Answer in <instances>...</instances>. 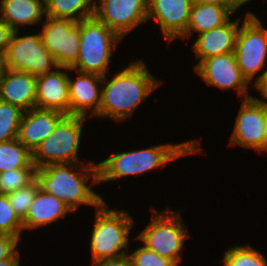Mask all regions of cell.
<instances>
[{
  "label": "cell",
  "mask_w": 267,
  "mask_h": 266,
  "mask_svg": "<svg viewBox=\"0 0 267 266\" xmlns=\"http://www.w3.org/2000/svg\"><path fill=\"white\" fill-rule=\"evenodd\" d=\"M152 217L149 224L135 239L161 257L172 260L177 266L181 263L183 246L189 238L187 227L181 217V210L165 209L164 211L151 209ZM180 212V213H179Z\"/></svg>",
  "instance_id": "cell-6"
},
{
  "label": "cell",
  "mask_w": 267,
  "mask_h": 266,
  "mask_svg": "<svg viewBox=\"0 0 267 266\" xmlns=\"http://www.w3.org/2000/svg\"><path fill=\"white\" fill-rule=\"evenodd\" d=\"M257 91L261 92V96L263 98L255 97L259 102L264 103L267 105V72L265 75L253 86ZM265 100V101H264Z\"/></svg>",
  "instance_id": "cell-34"
},
{
  "label": "cell",
  "mask_w": 267,
  "mask_h": 266,
  "mask_svg": "<svg viewBox=\"0 0 267 266\" xmlns=\"http://www.w3.org/2000/svg\"><path fill=\"white\" fill-rule=\"evenodd\" d=\"M196 139L175 144L152 145L144 149L114 153L98 165V182L109 183L128 176H142L146 172L162 168L169 162L200 153L202 147Z\"/></svg>",
  "instance_id": "cell-3"
},
{
  "label": "cell",
  "mask_w": 267,
  "mask_h": 266,
  "mask_svg": "<svg viewBox=\"0 0 267 266\" xmlns=\"http://www.w3.org/2000/svg\"><path fill=\"white\" fill-rule=\"evenodd\" d=\"M43 16H46L43 0H0V17L13 31H18L20 27L42 24Z\"/></svg>",
  "instance_id": "cell-21"
},
{
  "label": "cell",
  "mask_w": 267,
  "mask_h": 266,
  "mask_svg": "<svg viewBox=\"0 0 267 266\" xmlns=\"http://www.w3.org/2000/svg\"><path fill=\"white\" fill-rule=\"evenodd\" d=\"M128 254L133 266H177L172 260L161 257L145 245Z\"/></svg>",
  "instance_id": "cell-30"
},
{
  "label": "cell",
  "mask_w": 267,
  "mask_h": 266,
  "mask_svg": "<svg viewBox=\"0 0 267 266\" xmlns=\"http://www.w3.org/2000/svg\"><path fill=\"white\" fill-rule=\"evenodd\" d=\"M19 249L7 259L0 260V266H20Z\"/></svg>",
  "instance_id": "cell-35"
},
{
  "label": "cell",
  "mask_w": 267,
  "mask_h": 266,
  "mask_svg": "<svg viewBox=\"0 0 267 266\" xmlns=\"http://www.w3.org/2000/svg\"><path fill=\"white\" fill-rule=\"evenodd\" d=\"M3 70H4V60L3 56L0 55V77L2 75Z\"/></svg>",
  "instance_id": "cell-39"
},
{
  "label": "cell",
  "mask_w": 267,
  "mask_h": 266,
  "mask_svg": "<svg viewBox=\"0 0 267 266\" xmlns=\"http://www.w3.org/2000/svg\"><path fill=\"white\" fill-rule=\"evenodd\" d=\"M19 242L18 237L0 234V260L10 258L18 250Z\"/></svg>",
  "instance_id": "cell-31"
},
{
  "label": "cell",
  "mask_w": 267,
  "mask_h": 266,
  "mask_svg": "<svg viewBox=\"0 0 267 266\" xmlns=\"http://www.w3.org/2000/svg\"><path fill=\"white\" fill-rule=\"evenodd\" d=\"M23 112L18 106L0 100V142L18 137Z\"/></svg>",
  "instance_id": "cell-26"
},
{
  "label": "cell",
  "mask_w": 267,
  "mask_h": 266,
  "mask_svg": "<svg viewBox=\"0 0 267 266\" xmlns=\"http://www.w3.org/2000/svg\"><path fill=\"white\" fill-rule=\"evenodd\" d=\"M13 30L10 26L0 17V55L4 56L7 45L9 44L10 37Z\"/></svg>",
  "instance_id": "cell-33"
},
{
  "label": "cell",
  "mask_w": 267,
  "mask_h": 266,
  "mask_svg": "<svg viewBox=\"0 0 267 266\" xmlns=\"http://www.w3.org/2000/svg\"><path fill=\"white\" fill-rule=\"evenodd\" d=\"M20 168H36L32 163V152L17 138L0 142V172Z\"/></svg>",
  "instance_id": "cell-24"
},
{
  "label": "cell",
  "mask_w": 267,
  "mask_h": 266,
  "mask_svg": "<svg viewBox=\"0 0 267 266\" xmlns=\"http://www.w3.org/2000/svg\"><path fill=\"white\" fill-rule=\"evenodd\" d=\"M150 72L139 59L130 62L110 80L103 76L101 104L95 118H110L118 123L131 119L141 102L163 83Z\"/></svg>",
  "instance_id": "cell-1"
},
{
  "label": "cell",
  "mask_w": 267,
  "mask_h": 266,
  "mask_svg": "<svg viewBox=\"0 0 267 266\" xmlns=\"http://www.w3.org/2000/svg\"><path fill=\"white\" fill-rule=\"evenodd\" d=\"M235 14L229 7L217 4L193 1L184 36L190 39L193 34L199 35L226 24Z\"/></svg>",
  "instance_id": "cell-22"
},
{
  "label": "cell",
  "mask_w": 267,
  "mask_h": 266,
  "mask_svg": "<svg viewBox=\"0 0 267 266\" xmlns=\"http://www.w3.org/2000/svg\"><path fill=\"white\" fill-rule=\"evenodd\" d=\"M234 54L242 75L254 86L267 72V28L250 11L243 17Z\"/></svg>",
  "instance_id": "cell-8"
},
{
  "label": "cell",
  "mask_w": 267,
  "mask_h": 266,
  "mask_svg": "<svg viewBox=\"0 0 267 266\" xmlns=\"http://www.w3.org/2000/svg\"><path fill=\"white\" fill-rule=\"evenodd\" d=\"M86 119L83 116L66 115L54 131L33 150L32 163L35 167L81 163L78 152Z\"/></svg>",
  "instance_id": "cell-7"
},
{
  "label": "cell",
  "mask_w": 267,
  "mask_h": 266,
  "mask_svg": "<svg viewBox=\"0 0 267 266\" xmlns=\"http://www.w3.org/2000/svg\"><path fill=\"white\" fill-rule=\"evenodd\" d=\"M222 266H267L266 257L251 245H233L224 252Z\"/></svg>",
  "instance_id": "cell-25"
},
{
  "label": "cell",
  "mask_w": 267,
  "mask_h": 266,
  "mask_svg": "<svg viewBox=\"0 0 267 266\" xmlns=\"http://www.w3.org/2000/svg\"><path fill=\"white\" fill-rule=\"evenodd\" d=\"M79 56L71 69L105 76L122 39L94 16L79 22Z\"/></svg>",
  "instance_id": "cell-5"
},
{
  "label": "cell",
  "mask_w": 267,
  "mask_h": 266,
  "mask_svg": "<svg viewBox=\"0 0 267 266\" xmlns=\"http://www.w3.org/2000/svg\"><path fill=\"white\" fill-rule=\"evenodd\" d=\"M0 100L23 111L35 108L36 76L4 68L0 77Z\"/></svg>",
  "instance_id": "cell-19"
},
{
  "label": "cell",
  "mask_w": 267,
  "mask_h": 266,
  "mask_svg": "<svg viewBox=\"0 0 267 266\" xmlns=\"http://www.w3.org/2000/svg\"><path fill=\"white\" fill-rule=\"evenodd\" d=\"M67 71H70L69 67L58 66L51 72L36 76V108L70 115Z\"/></svg>",
  "instance_id": "cell-16"
},
{
  "label": "cell",
  "mask_w": 267,
  "mask_h": 266,
  "mask_svg": "<svg viewBox=\"0 0 267 266\" xmlns=\"http://www.w3.org/2000/svg\"><path fill=\"white\" fill-rule=\"evenodd\" d=\"M194 70L209 86L237 90L241 100L252 97L247 91L250 83L242 75L234 52L206 58Z\"/></svg>",
  "instance_id": "cell-13"
},
{
  "label": "cell",
  "mask_w": 267,
  "mask_h": 266,
  "mask_svg": "<svg viewBox=\"0 0 267 266\" xmlns=\"http://www.w3.org/2000/svg\"><path fill=\"white\" fill-rule=\"evenodd\" d=\"M39 32L58 66L71 68L79 56V22L45 16Z\"/></svg>",
  "instance_id": "cell-10"
},
{
  "label": "cell",
  "mask_w": 267,
  "mask_h": 266,
  "mask_svg": "<svg viewBox=\"0 0 267 266\" xmlns=\"http://www.w3.org/2000/svg\"><path fill=\"white\" fill-rule=\"evenodd\" d=\"M36 168H20L0 172V194L7 195L24 188L35 180Z\"/></svg>",
  "instance_id": "cell-27"
},
{
  "label": "cell",
  "mask_w": 267,
  "mask_h": 266,
  "mask_svg": "<svg viewBox=\"0 0 267 266\" xmlns=\"http://www.w3.org/2000/svg\"><path fill=\"white\" fill-rule=\"evenodd\" d=\"M200 3L217 4L220 6H227L232 10V0H194Z\"/></svg>",
  "instance_id": "cell-36"
},
{
  "label": "cell",
  "mask_w": 267,
  "mask_h": 266,
  "mask_svg": "<svg viewBox=\"0 0 267 266\" xmlns=\"http://www.w3.org/2000/svg\"><path fill=\"white\" fill-rule=\"evenodd\" d=\"M194 0H148V21L154 19L165 40L180 39L186 31Z\"/></svg>",
  "instance_id": "cell-14"
},
{
  "label": "cell",
  "mask_w": 267,
  "mask_h": 266,
  "mask_svg": "<svg viewBox=\"0 0 267 266\" xmlns=\"http://www.w3.org/2000/svg\"><path fill=\"white\" fill-rule=\"evenodd\" d=\"M108 205L103 201L95 210V222L90 235L92 262L128 254L126 249L129 248L134 218L128 211L111 209Z\"/></svg>",
  "instance_id": "cell-4"
},
{
  "label": "cell",
  "mask_w": 267,
  "mask_h": 266,
  "mask_svg": "<svg viewBox=\"0 0 267 266\" xmlns=\"http://www.w3.org/2000/svg\"><path fill=\"white\" fill-rule=\"evenodd\" d=\"M70 71L77 73L75 80L68 73L70 115L93 118L101 104L103 76L71 68Z\"/></svg>",
  "instance_id": "cell-15"
},
{
  "label": "cell",
  "mask_w": 267,
  "mask_h": 266,
  "mask_svg": "<svg viewBox=\"0 0 267 266\" xmlns=\"http://www.w3.org/2000/svg\"><path fill=\"white\" fill-rule=\"evenodd\" d=\"M265 121L266 105L259 102L255 96L243 99L231 132L229 146H242L262 154L264 151Z\"/></svg>",
  "instance_id": "cell-12"
},
{
  "label": "cell",
  "mask_w": 267,
  "mask_h": 266,
  "mask_svg": "<svg viewBox=\"0 0 267 266\" xmlns=\"http://www.w3.org/2000/svg\"><path fill=\"white\" fill-rule=\"evenodd\" d=\"M38 190L39 185L34 180L28 186L7 194L11 207L21 221L25 219L29 206L33 202Z\"/></svg>",
  "instance_id": "cell-29"
},
{
  "label": "cell",
  "mask_w": 267,
  "mask_h": 266,
  "mask_svg": "<svg viewBox=\"0 0 267 266\" xmlns=\"http://www.w3.org/2000/svg\"><path fill=\"white\" fill-rule=\"evenodd\" d=\"M121 39L148 21V0H94V15Z\"/></svg>",
  "instance_id": "cell-11"
},
{
  "label": "cell",
  "mask_w": 267,
  "mask_h": 266,
  "mask_svg": "<svg viewBox=\"0 0 267 266\" xmlns=\"http://www.w3.org/2000/svg\"><path fill=\"white\" fill-rule=\"evenodd\" d=\"M23 224L11 207L8 197L0 194V234H8L21 240Z\"/></svg>",
  "instance_id": "cell-28"
},
{
  "label": "cell",
  "mask_w": 267,
  "mask_h": 266,
  "mask_svg": "<svg viewBox=\"0 0 267 266\" xmlns=\"http://www.w3.org/2000/svg\"><path fill=\"white\" fill-rule=\"evenodd\" d=\"M247 2L249 3L251 0H232V11L236 13V11Z\"/></svg>",
  "instance_id": "cell-37"
},
{
  "label": "cell",
  "mask_w": 267,
  "mask_h": 266,
  "mask_svg": "<svg viewBox=\"0 0 267 266\" xmlns=\"http://www.w3.org/2000/svg\"><path fill=\"white\" fill-rule=\"evenodd\" d=\"M90 179L91 185L88 184ZM98 179V165L91 160L87 164L84 161L82 164H50L35 170L39 189L60 199L72 213L80 205L96 209L104 201L91 187L99 185Z\"/></svg>",
  "instance_id": "cell-2"
},
{
  "label": "cell",
  "mask_w": 267,
  "mask_h": 266,
  "mask_svg": "<svg viewBox=\"0 0 267 266\" xmlns=\"http://www.w3.org/2000/svg\"><path fill=\"white\" fill-rule=\"evenodd\" d=\"M264 134H265V138H264V151L267 152V105H266V121H265Z\"/></svg>",
  "instance_id": "cell-38"
},
{
  "label": "cell",
  "mask_w": 267,
  "mask_h": 266,
  "mask_svg": "<svg viewBox=\"0 0 267 266\" xmlns=\"http://www.w3.org/2000/svg\"><path fill=\"white\" fill-rule=\"evenodd\" d=\"M66 115L56 110L33 108L24 111L17 139L31 152L46 139Z\"/></svg>",
  "instance_id": "cell-17"
},
{
  "label": "cell",
  "mask_w": 267,
  "mask_h": 266,
  "mask_svg": "<svg viewBox=\"0 0 267 266\" xmlns=\"http://www.w3.org/2000/svg\"><path fill=\"white\" fill-rule=\"evenodd\" d=\"M90 265L91 266H133L128 254L115 257V258L100 259V260L92 262Z\"/></svg>",
  "instance_id": "cell-32"
},
{
  "label": "cell",
  "mask_w": 267,
  "mask_h": 266,
  "mask_svg": "<svg viewBox=\"0 0 267 266\" xmlns=\"http://www.w3.org/2000/svg\"><path fill=\"white\" fill-rule=\"evenodd\" d=\"M70 212L72 213L60 199L39 189L29 206L25 219L22 221L23 230H37L41 226L65 219Z\"/></svg>",
  "instance_id": "cell-20"
},
{
  "label": "cell",
  "mask_w": 267,
  "mask_h": 266,
  "mask_svg": "<svg viewBox=\"0 0 267 266\" xmlns=\"http://www.w3.org/2000/svg\"><path fill=\"white\" fill-rule=\"evenodd\" d=\"M46 16L76 22L94 15V0H47Z\"/></svg>",
  "instance_id": "cell-23"
},
{
  "label": "cell",
  "mask_w": 267,
  "mask_h": 266,
  "mask_svg": "<svg viewBox=\"0 0 267 266\" xmlns=\"http://www.w3.org/2000/svg\"><path fill=\"white\" fill-rule=\"evenodd\" d=\"M240 23L241 17L234 21L230 19L221 27L199 34L192 44L195 58L199 60L194 68L206 58L234 52Z\"/></svg>",
  "instance_id": "cell-18"
},
{
  "label": "cell",
  "mask_w": 267,
  "mask_h": 266,
  "mask_svg": "<svg viewBox=\"0 0 267 266\" xmlns=\"http://www.w3.org/2000/svg\"><path fill=\"white\" fill-rule=\"evenodd\" d=\"M3 60L4 68L35 76L51 72L58 67L54 57L42 43L39 32L20 36L19 30L13 31Z\"/></svg>",
  "instance_id": "cell-9"
}]
</instances>
